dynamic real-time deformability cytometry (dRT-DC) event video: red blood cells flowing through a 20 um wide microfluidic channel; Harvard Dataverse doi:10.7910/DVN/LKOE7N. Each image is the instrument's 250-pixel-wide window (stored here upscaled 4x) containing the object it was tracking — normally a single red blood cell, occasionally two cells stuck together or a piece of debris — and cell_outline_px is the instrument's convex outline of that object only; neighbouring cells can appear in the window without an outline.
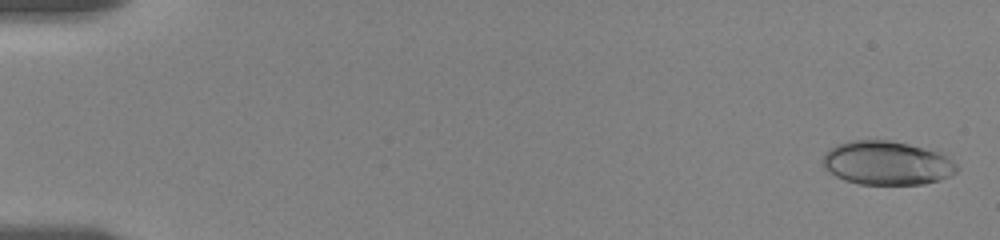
{"species": "human", "species_latin": "Homo sapiens", "temperature_condition": "room temperature", "stored_images_in_passage": 22, "camera_frame_rate_fps": 3000, "um_per_image_px": 0.085, "donor": {"sex": "female"}, "frame": {"image": 1, "passage_image": 1, "time_ms": 0.0, "image_size_px": [1000, 240], "cell_outline_px": [[956, 172], [940, 180], [924, 184], [860, 184], [844, 180], [828, 172], [820, 164], [820, 160], [824, 152], [828, 148], [836, 144], [852, 140], [892, 140], [940, 148], [956, 164]], "centroid_in_image_um": [75.4, 13.82], "position_along_channel_um": 9.6, "area_um2": 35.43}}
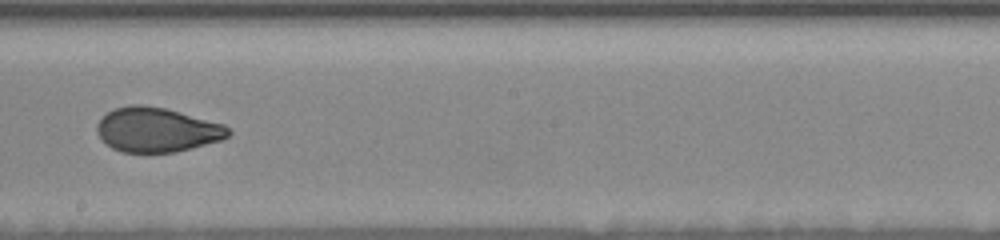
{"frame": {"image": 2, "passage_image": 10, "time_ms": 10.667, "image_size_px": [1000, 240], "cell_outline_px": [[232, 132], [228, 136], [220, 140], [192, 148], [176, 152], [120, 152], [112, 148], [96, 132], [96, 124], [108, 112], [116, 108], [132, 104], [140, 104], [164, 108], [224, 124]], "centroid_in_image_um": [13.33, 11.03], "position_along_channel_um": 234.9, "area_um2": 33.76}}
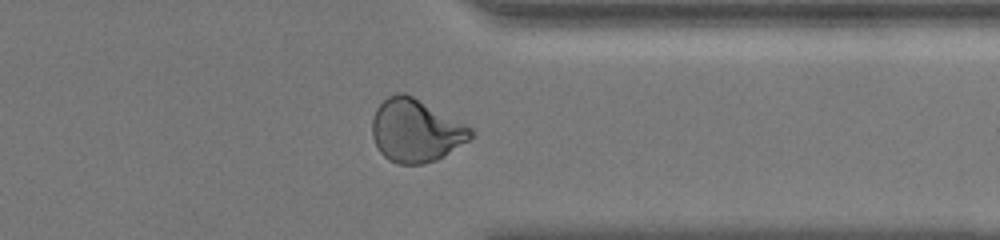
{"frame": {"image": 3, "passage_image": 18, "time_ms": 14.667, "image_size_px": [1000, 240], "cell_outline_px": [[476, 132], [468, 140], [436, 160], [424, 164], [396, 164], [388, 160], [380, 152], [372, 136], [372, 120], [376, 108], [388, 96], [396, 92], [404, 92], [412, 96], [472, 128]], "centroid_in_image_um": [35.31, 11.11], "position_along_channel_um": 376.1, "area_um2": 35.84}, "authors_computed_cell_mechanics": {"area_um2": 34.3332, "velocity_mm_per_s": 3.5557, "shape_relaxation_time_tau1_ms": 7.3494, "shape_relaxation_time_tau2_ms": 0.4402, "deformation_change_tau1": 0.175, "deformation_change_tau2": 0.0403}}